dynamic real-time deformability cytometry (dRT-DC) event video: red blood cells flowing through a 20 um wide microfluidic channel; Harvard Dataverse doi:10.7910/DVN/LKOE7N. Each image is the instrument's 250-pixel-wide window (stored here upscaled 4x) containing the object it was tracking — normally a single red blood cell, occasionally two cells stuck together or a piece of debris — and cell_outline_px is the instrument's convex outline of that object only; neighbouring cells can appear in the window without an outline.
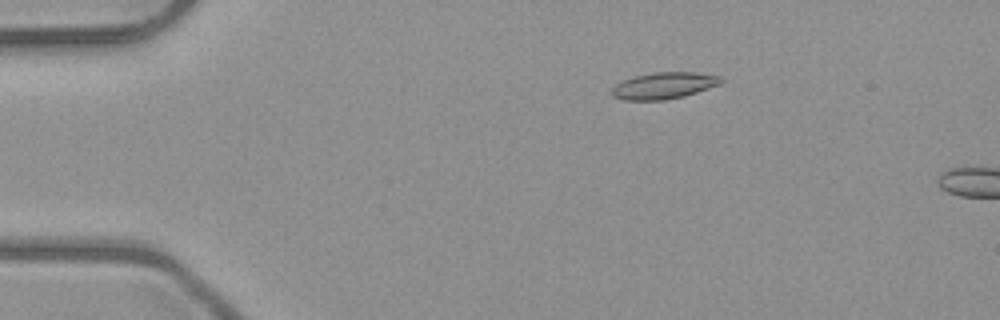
{"species": "common noctule bat (a hibernating species)", "species_latin": "Nyctalus noctula", "temperature_condition": "room temperature", "stored_images_in_passage": 10, "camera_frame_rate_fps": 3000, "um_per_image_px": 0.085, "animal": {"sex": "male", "body_mass_g": 23.1, "forearm_length_mm": 52.7}, "frame": {"image": 1, "passage_image": 7, "time_ms": 2.0, "image_size_px": [1000, 320], "cell_outline_px": [[724, 80], [720, 84], [684, 96], [664, 100], [624, 100], [612, 96], [612, 88], [616, 84], [624, 80], [636, 76], [652, 72], [696, 72], [720, 76]], "centroid_in_image_um": [56.44, 7.27], "position_along_channel_um": 28.6, "area_um2": 16.82}}